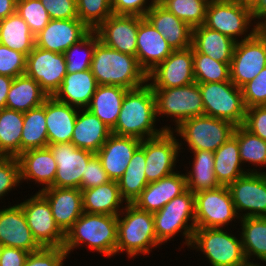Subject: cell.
Returning a JSON list of instances; mask_svg holds the SVG:
<instances>
[{"mask_svg":"<svg viewBox=\"0 0 266 266\" xmlns=\"http://www.w3.org/2000/svg\"><path fill=\"white\" fill-rule=\"evenodd\" d=\"M156 118L154 92L146 83L126 92L116 125L111 129V133L145 140L160 136L165 131H173L171 126L155 128Z\"/></svg>","mask_w":266,"mask_h":266,"instance_id":"1","label":"cell"},{"mask_svg":"<svg viewBox=\"0 0 266 266\" xmlns=\"http://www.w3.org/2000/svg\"><path fill=\"white\" fill-rule=\"evenodd\" d=\"M90 70L98 85H115L127 90L145 85L147 73L140 67L137 57L106 46L95 45Z\"/></svg>","mask_w":266,"mask_h":266,"instance_id":"2","label":"cell"},{"mask_svg":"<svg viewBox=\"0 0 266 266\" xmlns=\"http://www.w3.org/2000/svg\"><path fill=\"white\" fill-rule=\"evenodd\" d=\"M82 244L107 257L116 255L117 216L83 212L66 232L63 248L69 255Z\"/></svg>","mask_w":266,"mask_h":266,"instance_id":"3","label":"cell"},{"mask_svg":"<svg viewBox=\"0 0 266 266\" xmlns=\"http://www.w3.org/2000/svg\"><path fill=\"white\" fill-rule=\"evenodd\" d=\"M159 245L161 244L155 234L153 213L126 203L117 216L116 253L125 251L128 258H135L137 255L150 254L152 248Z\"/></svg>","mask_w":266,"mask_h":266,"instance_id":"4","label":"cell"},{"mask_svg":"<svg viewBox=\"0 0 266 266\" xmlns=\"http://www.w3.org/2000/svg\"><path fill=\"white\" fill-rule=\"evenodd\" d=\"M153 216L155 234L161 245L182 232L185 236L183 244L190 248L196 229L194 193L187 189L184 193L173 198L162 209L153 213Z\"/></svg>","mask_w":266,"mask_h":266,"instance_id":"5","label":"cell"},{"mask_svg":"<svg viewBox=\"0 0 266 266\" xmlns=\"http://www.w3.org/2000/svg\"><path fill=\"white\" fill-rule=\"evenodd\" d=\"M252 21L254 19L250 4L242 0H217L208 2L203 25L238 42L239 36L242 41L251 38L257 32V26H253ZM251 26L252 30L249 29ZM247 29L250 30L249 33Z\"/></svg>","mask_w":266,"mask_h":266,"instance_id":"6","label":"cell"},{"mask_svg":"<svg viewBox=\"0 0 266 266\" xmlns=\"http://www.w3.org/2000/svg\"><path fill=\"white\" fill-rule=\"evenodd\" d=\"M223 229H195L190 247L203 252L212 266L247 265L241 237L238 239Z\"/></svg>","mask_w":266,"mask_h":266,"instance_id":"7","label":"cell"},{"mask_svg":"<svg viewBox=\"0 0 266 266\" xmlns=\"http://www.w3.org/2000/svg\"><path fill=\"white\" fill-rule=\"evenodd\" d=\"M204 115L227 120L235 126L243 125L246 107L242 90L232 81L198 83Z\"/></svg>","mask_w":266,"mask_h":266,"instance_id":"8","label":"cell"},{"mask_svg":"<svg viewBox=\"0 0 266 266\" xmlns=\"http://www.w3.org/2000/svg\"><path fill=\"white\" fill-rule=\"evenodd\" d=\"M236 126L223 119L211 116H196L184 120L177 128V136L187 142L191 151L206 150L215 152L231 136Z\"/></svg>","mask_w":266,"mask_h":266,"instance_id":"9","label":"cell"},{"mask_svg":"<svg viewBox=\"0 0 266 266\" xmlns=\"http://www.w3.org/2000/svg\"><path fill=\"white\" fill-rule=\"evenodd\" d=\"M157 117H172L177 128L184 120L204 115V106L197 82L183 87L153 89Z\"/></svg>","mask_w":266,"mask_h":266,"instance_id":"10","label":"cell"},{"mask_svg":"<svg viewBox=\"0 0 266 266\" xmlns=\"http://www.w3.org/2000/svg\"><path fill=\"white\" fill-rule=\"evenodd\" d=\"M235 218L240 219L227 186L195 193L196 229H225Z\"/></svg>","mask_w":266,"mask_h":266,"instance_id":"11","label":"cell"},{"mask_svg":"<svg viewBox=\"0 0 266 266\" xmlns=\"http://www.w3.org/2000/svg\"><path fill=\"white\" fill-rule=\"evenodd\" d=\"M140 146L145 151V175L148 183L158 181L175 172V163L182 144L174 136V131H165L160 136L142 140Z\"/></svg>","mask_w":266,"mask_h":266,"instance_id":"12","label":"cell"},{"mask_svg":"<svg viewBox=\"0 0 266 266\" xmlns=\"http://www.w3.org/2000/svg\"><path fill=\"white\" fill-rule=\"evenodd\" d=\"M266 67V40L256 32L236 42L230 62V78L240 89Z\"/></svg>","mask_w":266,"mask_h":266,"instance_id":"13","label":"cell"},{"mask_svg":"<svg viewBox=\"0 0 266 266\" xmlns=\"http://www.w3.org/2000/svg\"><path fill=\"white\" fill-rule=\"evenodd\" d=\"M19 205L33 237L41 247H63L65 234L55 223L50 204L39 191Z\"/></svg>","mask_w":266,"mask_h":266,"instance_id":"14","label":"cell"},{"mask_svg":"<svg viewBox=\"0 0 266 266\" xmlns=\"http://www.w3.org/2000/svg\"><path fill=\"white\" fill-rule=\"evenodd\" d=\"M227 187L239 218L266 217V172H248Z\"/></svg>","mask_w":266,"mask_h":266,"instance_id":"15","label":"cell"},{"mask_svg":"<svg viewBox=\"0 0 266 266\" xmlns=\"http://www.w3.org/2000/svg\"><path fill=\"white\" fill-rule=\"evenodd\" d=\"M67 74L64 53H56L39 47L26 56L25 75L34 79L41 88L53 96Z\"/></svg>","mask_w":266,"mask_h":266,"instance_id":"16","label":"cell"},{"mask_svg":"<svg viewBox=\"0 0 266 266\" xmlns=\"http://www.w3.org/2000/svg\"><path fill=\"white\" fill-rule=\"evenodd\" d=\"M47 147L57 163L55 180L51 187L79 189L86 165L95 154L77 148L72 143L48 144Z\"/></svg>","mask_w":266,"mask_h":266,"instance_id":"17","label":"cell"},{"mask_svg":"<svg viewBox=\"0 0 266 266\" xmlns=\"http://www.w3.org/2000/svg\"><path fill=\"white\" fill-rule=\"evenodd\" d=\"M147 81L152 89L183 87L194 83L193 47L174 50L147 74Z\"/></svg>","mask_w":266,"mask_h":266,"instance_id":"18","label":"cell"},{"mask_svg":"<svg viewBox=\"0 0 266 266\" xmlns=\"http://www.w3.org/2000/svg\"><path fill=\"white\" fill-rule=\"evenodd\" d=\"M145 17L112 14L94 31L99 41L114 50L136 56L139 23Z\"/></svg>","mask_w":266,"mask_h":266,"instance_id":"19","label":"cell"},{"mask_svg":"<svg viewBox=\"0 0 266 266\" xmlns=\"http://www.w3.org/2000/svg\"><path fill=\"white\" fill-rule=\"evenodd\" d=\"M91 30L79 19H51L35 35V46L56 53H64L82 40Z\"/></svg>","mask_w":266,"mask_h":266,"instance_id":"20","label":"cell"},{"mask_svg":"<svg viewBox=\"0 0 266 266\" xmlns=\"http://www.w3.org/2000/svg\"><path fill=\"white\" fill-rule=\"evenodd\" d=\"M0 243L3 246L19 248L29 253L42 248L33 237L19 204L0 209Z\"/></svg>","mask_w":266,"mask_h":266,"instance_id":"21","label":"cell"},{"mask_svg":"<svg viewBox=\"0 0 266 266\" xmlns=\"http://www.w3.org/2000/svg\"><path fill=\"white\" fill-rule=\"evenodd\" d=\"M39 192L49 202L55 223L66 234L83 214L82 191L77 188L48 187Z\"/></svg>","mask_w":266,"mask_h":266,"instance_id":"22","label":"cell"},{"mask_svg":"<svg viewBox=\"0 0 266 266\" xmlns=\"http://www.w3.org/2000/svg\"><path fill=\"white\" fill-rule=\"evenodd\" d=\"M142 140L111 133L96 155L111 180L118 181L125 173L133 153Z\"/></svg>","mask_w":266,"mask_h":266,"instance_id":"23","label":"cell"},{"mask_svg":"<svg viewBox=\"0 0 266 266\" xmlns=\"http://www.w3.org/2000/svg\"><path fill=\"white\" fill-rule=\"evenodd\" d=\"M186 190L185 174L176 171L158 181L148 183L132 204L141 210L155 213Z\"/></svg>","mask_w":266,"mask_h":266,"instance_id":"24","label":"cell"},{"mask_svg":"<svg viewBox=\"0 0 266 266\" xmlns=\"http://www.w3.org/2000/svg\"><path fill=\"white\" fill-rule=\"evenodd\" d=\"M136 43L138 63L147 74L174 51L146 18L139 23Z\"/></svg>","mask_w":266,"mask_h":266,"instance_id":"25","label":"cell"},{"mask_svg":"<svg viewBox=\"0 0 266 266\" xmlns=\"http://www.w3.org/2000/svg\"><path fill=\"white\" fill-rule=\"evenodd\" d=\"M145 18L167 40L173 50L192 47V28L161 4L156 3L146 13Z\"/></svg>","mask_w":266,"mask_h":266,"instance_id":"26","label":"cell"},{"mask_svg":"<svg viewBox=\"0 0 266 266\" xmlns=\"http://www.w3.org/2000/svg\"><path fill=\"white\" fill-rule=\"evenodd\" d=\"M17 159L21 181L33 180L31 182L44 185L42 189L54 184L57 163L48 147L26 150Z\"/></svg>","mask_w":266,"mask_h":266,"instance_id":"27","label":"cell"},{"mask_svg":"<svg viewBox=\"0 0 266 266\" xmlns=\"http://www.w3.org/2000/svg\"><path fill=\"white\" fill-rule=\"evenodd\" d=\"M77 115L78 108L49 96L45 100L48 144L71 143Z\"/></svg>","mask_w":266,"mask_h":266,"instance_id":"28","label":"cell"},{"mask_svg":"<svg viewBox=\"0 0 266 266\" xmlns=\"http://www.w3.org/2000/svg\"><path fill=\"white\" fill-rule=\"evenodd\" d=\"M110 134L111 129L91 111L87 108L79 109L71 143L77 148L96 154Z\"/></svg>","mask_w":266,"mask_h":266,"instance_id":"29","label":"cell"},{"mask_svg":"<svg viewBox=\"0 0 266 266\" xmlns=\"http://www.w3.org/2000/svg\"><path fill=\"white\" fill-rule=\"evenodd\" d=\"M97 86L96 78L90 69L67 73L53 97L59 102L85 109L90 104Z\"/></svg>","mask_w":266,"mask_h":266,"instance_id":"30","label":"cell"},{"mask_svg":"<svg viewBox=\"0 0 266 266\" xmlns=\"http://www.w3.org/2000/svg\"><path fill=\"white\" fill-rule=\"evenodd\" d=\"M81 191L83 212L86 213L118 216L124 208L123 203L126 204L121 196L118 183L114 180Z\"/></svg>","mask_w":266,"mask_h":266,"instance_id":"31","label":"cell"},{"mask_svg":"<svg viewBox=\"0 0 266 266\" xmlns=\"http://www.w3.org/2000/svg\"><path fill=\"white\" fill-rule=\"evenodd\" d=\"M236 41L201 25L192 29V47L219 62H231Z\"/></svg>","mask_w":266,"mask_h":266,"instance_id":"32","label":"cell"},{"mask_svg":"<svg viewBox=\"0 0 266 266\" xmlns=\"http://www.w3.org/2000/svg\"><path fill=\"white\" fill-rule=\"evenodd\" d=\"M237 138L233 135L214 152V173L221 186H228L248 172L257 169L242 168Z\"/></svg>","mask_w":266,"mask_h":266,"instance_id":"33","label":"cell"},{"mask_svg":"<svg viewBox=\"0 0 266 266\" xmlns=\"http://www.w3.org/2000/svg\"><path fill=\"white\" fill-rule=\"evenodd\" d=\"M128 90L115 85H98L87 109L112 129L117 122Z\"/></svg>","mask_w":266,"mask_h":266,"instance_id":"34","label":"cell"},{"mask_svg":"<svg viewBox=\"0 0 266 266\" xmlns=\"http://www.w3.org/2000/svg\"><path fill=\"white\" fill-rule=\"evenodd\" d=\"M48 97L39 83L24 74L13 79L5 108L25 113L41 106Z\"/></svg>","mask_w":266,"mask_h":266,"instance_id":"35","label":"cell"},{"mask_svg":"<svg viewBox=\"0 0 266 266\" xmlns=\"http://www.w3.org/2000/svg\"><path fill=\"white\" fill-rule=\"evenodd\" d=\"M0 44L25 56L34 49L35 36L17 12L0 20Z\"/></svg>","mask_w":266,"mask_h":266,"instance_id":"36","label":"cell"},{"mask_svg":"<svg viewBox=\"0 0 266 266\" xmlns=\"http://www.w3.org/2000/svg\"><path fill=\"white\" fill-rule=\"evenodd\" d=\"M194 161L192 169L186 174L187 189L192 193L214 190L221 185L214 173V152L206 150L192 151Z\"/></svg>","mask_w":266,"mask_h":266,"instance_id":"37","label":"cell"},{"mask_svg":"<svg viewBox=\"0 0 266 266\" xmlns=\"http://www.w3.org/2000/svg\"><path fill=\"white\" fill-rule=\"evenodd\" d=\"M145 166V151L139 146L133 153L125 173L117 181L121 196L126 203H133L148 185Z\"/></svg>","mask_w":266,"mask_h":266,"instance_id":"38","label":"cell"},{"mask_svg":"<svg viewBox=\"0 0 266 266\" xmlns=\"http://www.w3.org/2000/svg\"><path fill=\"white\" fill-rule=\"evenodd\" d=\"M241 221V242L248 263L254 255L266 264V217H244Z\"/></svg>","mask_w":266,"mask_h":266,"instance_id":"39","label":"cell"},{"mask_svg":"<svg viewBox=\"0 0 266 266\" xmlns=\"http://www.w3.org/2000/svg\"><path fill=\"white\" fill-rule=\"evenodd\" d=\"M48 146L45 119V102L36 108L23 113V128L20 142V154L29 149Z\"/></svg>","mask_w":266,"mask_h":266,"instance_id":"40","label":"cell"},{"mask_svg":"<svg viewBox=\"0 0 266 266\" xmlns=\"http://www.w3.org/2000/svg\"><path fill=\"white\" fill-rule=\"evenodd\" d=\"M22 128V112L8 108L0 110V156L20 155Z\"/></svg>","mask_w":266,"mask_h":266,"instance_id":"41","label":"cell"},{"mask_svg":"<svg viewBox=\"0 0 266 266\" xmlns=\"http://www.w3.org/2000/svg\"><path fill=\"white\" fill-rule=\"evenodd\" d=\"M193 69L197 83L231 81L230 62L216 61L208 55L198 53L194 48Z\"/></svg>","mask_w":266,"mask_h":266,"instance_id":"42","label":"cell"},{"mask_svg":"<svg viewBox=\"0 0 266 266\" xmlns=\"http://www.w3.org/2000/svg\"><path fill=\"white\" fill-rule=\"evenodd\" d=\"M233 135L237 138L241 163L266 166V141L251 133L243 125L236 126Z\"/></svg>","mask_w":266,"mask_h":266,"instance_id":"43","label":"cell"},{"mask_svg":"<svg viewBox=\"0 0 266 266\" xmlns=\"http://www.w3.org/2000/svg\"><path fill=\"white\" fill-rule=\"evenodd\" d=\"M208 0H158L168 11L192 29L204 24Z\"/></svg>","mask_w":266,"mask_h":266,"instance_id":"44","label":"cell"},{"mask_svg":"<svg viewBox=\"0 0 266 266\" xmlns=\"http://www.w3.org/2000/svg\"><path fill=\"white\" fill-rule=\"evenodd\" d=\"M99 38L94 30H91L82 40L73 44L64 52L67 73L86 71L91 67V61L95 50V45ZM83 48L81 56L79 51ZM78 52V53H77ZM80 56V57H79Z\"/></svg>","mask_w":266,"mask_h":266,"instance_id":"45","label":"cell"},{"mask_svg":"<svg viewBox=\"0 0 266 266\" xmlns=\"http://www.w3.org/2000/svg\"><path fill=\"white\" fill-rule=\"evenodd\" d=\"M78 18L90 29L95 30L113 14L111 0H76Z\"/></svg>","mask_w":266,"mask_h":266,"instance_id":"46","label":"cell"},{"mask_svg":"<svg viewBox=\"0 0 266 266\" xmlns=\"http://www.w3.org/2000/svg\"><path fill=\"white\" fill-rule=\"evenodd\" d=\"M16 12L28 24L34 36L42 31L51 20L40 0H17Z\"/></svg>","mask_w":266,"mask_h":266,"instance_id":"47","label":"cell"},{"mask_svg":"<svg viewBox=\"0 0 266 266\" xmlns=\"http://www.w3.org/2000/svg\"><path fill=\"white\" fill-rule=\"evenodd\" d=\"M26 71V56L0 44V75L18 77Z\"/></svg>","mask_w":266,"mask_h":266,"instance_id":"48","label":"cell"},{"mask_svg":"<svg viewBox=\"0 0 266 266\" xmlns=\"http://www.w3.org/2000/svg\"><path fill=\"white\" fill-rule=\"evenodd\" d=\"M20 182V166L17 157L0 156V199L14 187H18Z\"/></svg>","mask_w":266,"mask_h":266,"instance_id":"49","label":"cell"},{"mask_svg":"<svg viewBox=\"0 0 266 266\" xmlns=\"http://www.w3.org/2000/svg\"><path fill=\"white\" fill-rule=\"evenodd\" d=\"M244 105L247 108L266 105V67L242 88Z\"/></svg>","mask_w":266,"mask_h":266,"instance_id":"50","label":"cell"},{"mask_svg":"<svg viewBox=\"0 0 266 266\" xmlns=\"http://www.w3.org/2000/svg\"><path fill=\"white\" fill-rule=\"evenodd\" d=\"M67 257L63 247H42L28 254L24 266H63Z\"/></svg>","mask_w":266,"mask_h":266,"instance_id":"51","label":"cell"},{"mask_svg":"<svg viewBox=\"0 0 266 266\" xmlns=\"http://www.w3.org/2000/svg\"><path fill=\"white\" fill-rule=\"evenodd\" d=\"M111 181L103 169L102 162L95 154L86 165L85 176H82L80 190L90 189Z\"/></svg>","mask_w":266,"mask_h":266,"instance_id":"52","label":"cell"},{"mask_svg":"<svg viewBox=\"0 0 266 266\" xmlns=\"http://www.w3.org/2000/svg\"><path fill=\"white\" fill-rule=\"evenodd\" d=\"M243 126L266 141V105L247 108Z\"/></svg>","mask_w":266,"mask_h":266,"instance_id":"53","label":"cell"},{"mask_svg":"<svg viewBox=\"0 0 266 266\" xmlns=\"http://www.w3.org/2000/svg\"><path fill=\"white\" fill-rule=\"evenodd\" d=\"M147 2L148 0H111V7L113 14L145 17L147 11L157 3V0H151L150 4Z\"/></svg>","mask_w":266,"mask_h":266,"instance_id":"54","label":"cell"},{"mask_svg":"<svg viewBox=\"0 0 266 266\" xmlns=\"http://www.w3.org/2000/svg\"><path fill=\"white\" fill-rule=\"evenodd\" d=\"M51 19L78 18L76 0H40Z\"/></svg>","mask_w":266,"mask_h":266,"instance_id":"55","label":"cell"},{"mask_svg":"<svg viewBox=\"0 0 266 266\" xmlns=\"http://www.w3.org/2000/svg\"><path fill=\"white\" fill-rule=\"evenodd\" d=\"M29 252L14 248L3 246L0 256V266H24Z\"/></svg>","mask_w":266,"mask_h":266,"instance_id":"56","label":"cell"},{"mask_svg":"<svg viewBox=\"0 0 266 266\" xmlns=\"http://www.w3.org/2000/svg\"><path fill=\"white\" fill-rule=\"evenodd\" d=\"M250 6L253 19H255L254 24L257 25L261 20L266 18V0H254ZM256 19H258L257 22Z\"/></svg>","mask_w":266,"mask_h":266,"instance_id":"57","label":"cell"},{"mask_svg":"<svg viewBox=\"0 0 266 266\" xmlns=\"http://www.w3.org/2000/svg\"><path fill=\"white\" fill-rule=\"evenodd\" d=\"M12 77L0 75V110L5 108L7 95L10 89V86L13 82Z\"/></svg>","mask_w":266,"mask_h":266,"instance_id":"58","label":"cell"},{"mask_svg":"<svg viewBox=\"0 0 266 266\" xmlns=\"http://www.w3.org/2000/svg\"><path fill=\"white\" fill-rule=\"evenodd\" d=\"M17 0H0V20L16 12Z\"/></svg>","mask_w":266,"mask_h":266,"instance_id":"59","label":"cell"},{"mask_svg":"<svg viewBox=\"0 0 266 266\" xmlns=\"http://www.w3.org/2000/svg\"><path fill=\"white\" fill-rule=\"evenodd\" d=\"M256 26L257 32L266 40V18L261 20Z\"/></svg>","mask_w":266,"mask_h":266,"instance_id":"60","label":"cell"},{"mask_svg":"<svg viewBox=\"0 0 266 266\" xmlns=\"http://www.w3.org/2000/svg\"><path fill=\"white\" fill-rule=\"evenodd\" d=\"M245 266H261L260 264L258 263H248L247 265ZM263 266V265H262Z\"/></svg>","mask_w":266,"mask_h":266,"instance_id":"61","label":"cell"},{"mask_svg":"<svg viewBox=\"0 0 266 266\" xmlns=\"http://www.w3.org/2000/svg\"><path fill=\"white\" fill-rule=\"evenodd\" d=\"M244 3L251 4L254 0H242Z\"/></svg>","mask_w":266,"mask_h":266,"instance_id":"62","label":"cell"},{"mask_svg":"<svg viewBox=\"0 0 266 266\" xmlns=\"http://www.w3.org/2000/svg\"><path fill=\"white\" fill-rule=\"evenodd\" d=\"M2 250H3V245L0 243V256H1Z\"/></svg>","mask_w":266,"mask_h":266,"instance_id":"63","label":"cell"}]
</instances>
